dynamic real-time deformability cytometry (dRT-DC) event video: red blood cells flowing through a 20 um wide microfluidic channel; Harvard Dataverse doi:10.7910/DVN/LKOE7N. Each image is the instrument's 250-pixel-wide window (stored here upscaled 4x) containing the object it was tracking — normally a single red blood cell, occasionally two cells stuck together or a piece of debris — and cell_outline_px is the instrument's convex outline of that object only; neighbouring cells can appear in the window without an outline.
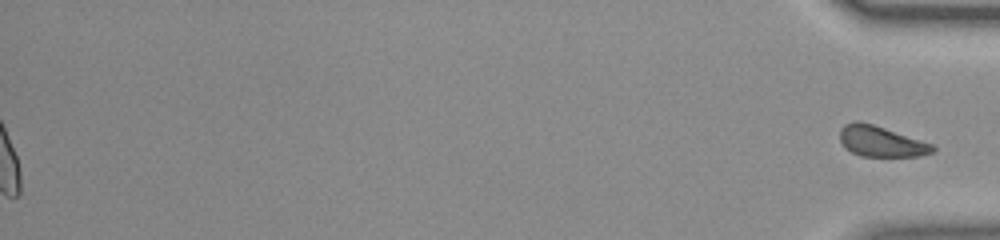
{"species": "common noctule bat (a hibernating species)", "species_latin": "Nyctalus noctula", "temperature_condition": "room temperature", "stored_images_in_passage": 53, "segment_of_instrument_passage": [2, 2], "camera_frame_rate_fps": 3000, "um_per_image_px": 0.085, "animal": {"sex": "female", "body_mass_g": 23.0, "forearm_length_mm": 53.4}, "frame": {"image": 1, "passage_image": 53, "time_ms": 17.333, "image_size_px": [1000, 240], "cell_outline_px": [[936, 148], [932, 152], [920, 156], [860, 156], [844, 148], [840, 140], [840, 128], [844, 124], [856, 120], [860, 120], [932, 144]], "centroid_in_image_um": [74.83, 12.01], "position_along_channel_um": 360.4, "area_um2": 16.47}}